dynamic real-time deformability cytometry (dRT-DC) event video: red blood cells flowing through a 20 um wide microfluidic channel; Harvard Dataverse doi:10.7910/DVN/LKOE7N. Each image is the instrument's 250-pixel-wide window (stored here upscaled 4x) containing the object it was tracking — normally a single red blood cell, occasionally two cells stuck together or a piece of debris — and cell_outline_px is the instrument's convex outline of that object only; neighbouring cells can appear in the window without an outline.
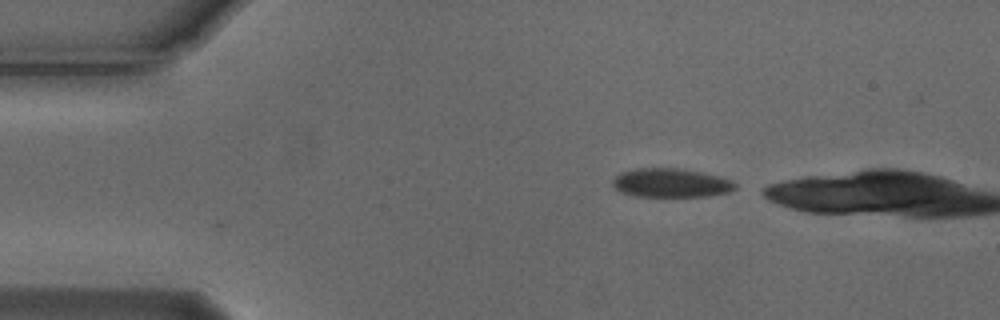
{"species": "Egyptian fruit bat (a non-hibernating species)", "species_latin": "Rousettus aegyptiacus", "temperature_condition": "cold", "stored_images_in_passage": 2, "camera_frame_rate_fps": 3000, "um_per_image_px": 0.085, "animal": {"sex": "male"}, "frame": {"image": 1, "passage_image": 2, "time_ms": 0.333, "image_size_px": [1000, 320], "cell_outline_px": [[736, 188], [728, 192], [708, 196], [636, 196], [620, 192], [612, 188], [612, 180], [620, 172], [636, 168], [680, 168], [704, 172], [732, 180], [736, 184]], "centroid_in_image_um": [57.0, 15.54], "position_along_channel_um": 28.0, "area_um2": 20.81}}